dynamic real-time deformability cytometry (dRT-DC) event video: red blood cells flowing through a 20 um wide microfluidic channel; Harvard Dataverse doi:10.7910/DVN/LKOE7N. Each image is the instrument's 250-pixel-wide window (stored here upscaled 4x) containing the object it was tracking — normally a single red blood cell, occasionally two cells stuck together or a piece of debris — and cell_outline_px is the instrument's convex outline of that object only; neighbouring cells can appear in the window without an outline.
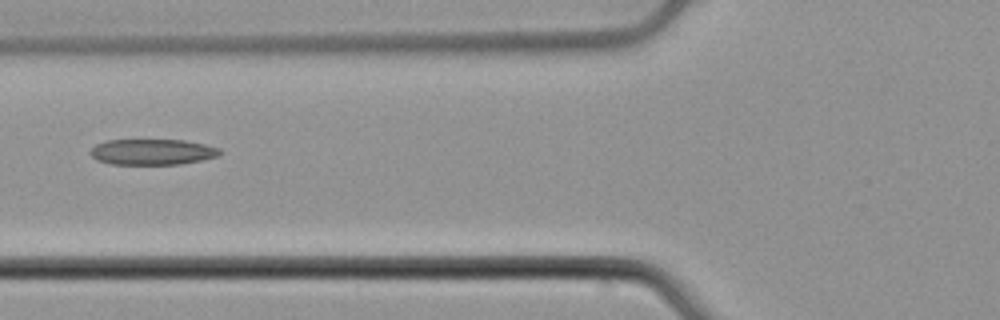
{"species": "common noctule bat (a hibernating species)", "species_latin": "Nyctalus noctula", "temperature_condition": "cold", "stored_images_in_passage": 3, "camera_frame_rate_fps": 3000, "um_per_image_px": 0.085, "animal": {"sex": "male", "body_mass_g": 21.5, "forearm_length_mm": 52.0}, "frame": {"image": 1, "passage_image": 3, "time_ms": 0.667, "image_size_px": [1000, 320], "cell_outline_px": [[220, 152], [216, 156], [200, 160], [180, 164], [112, 164], [96, 160], [88, 152], [96, 144], [108, 140], [184, 140], [204, 144], [220, 148]], "centroid_in_image_um": [12.91, 12.91], "position_along_channel_um": 112.9, "area_um2": 19.31}}